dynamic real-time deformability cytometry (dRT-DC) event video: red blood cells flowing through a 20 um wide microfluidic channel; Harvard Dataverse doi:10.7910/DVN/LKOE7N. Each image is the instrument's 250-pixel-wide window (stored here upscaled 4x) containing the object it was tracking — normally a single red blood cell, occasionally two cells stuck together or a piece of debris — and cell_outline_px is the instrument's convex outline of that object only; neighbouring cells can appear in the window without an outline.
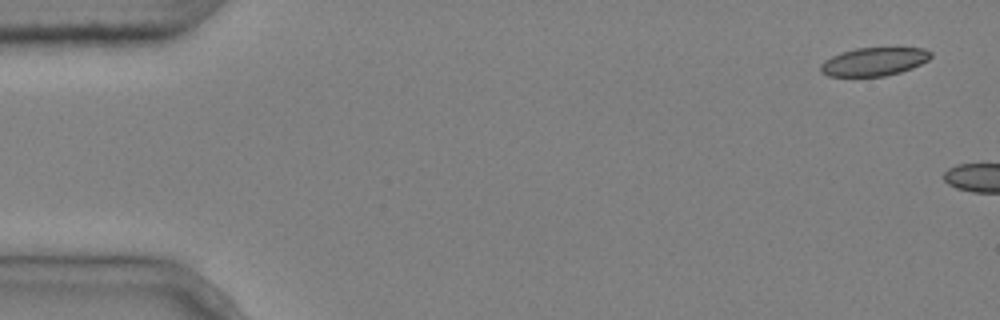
{"species": "common noctule bat (a hibernating species)", "species_latin": "Nyctalus noctula", "temperature_condition": "cold", "stored_images_in_passage": 2, "camera_frame_rate_fps": 3000, "um_per_image_px": 0.085, "animal": {"sex": "male", "body_mass_g": 20.4}, "frame": {"image": 1, "passage_image": 1, "time_ms": 0.0, "image_size_px": [1000, 320], "cell_outline_px": [[932, 56], [928, 60], [912, 68], [900, 72], [884, 76], [828, 76], [820, 72], [820, 64], [824, 60], [840, 52], [856, 48], [924, 48], [932, 52]], "centroid_in_image_um": [74.27, 5.24], "position_along_channel_um": 10.7, "area_um2": 18.21}}